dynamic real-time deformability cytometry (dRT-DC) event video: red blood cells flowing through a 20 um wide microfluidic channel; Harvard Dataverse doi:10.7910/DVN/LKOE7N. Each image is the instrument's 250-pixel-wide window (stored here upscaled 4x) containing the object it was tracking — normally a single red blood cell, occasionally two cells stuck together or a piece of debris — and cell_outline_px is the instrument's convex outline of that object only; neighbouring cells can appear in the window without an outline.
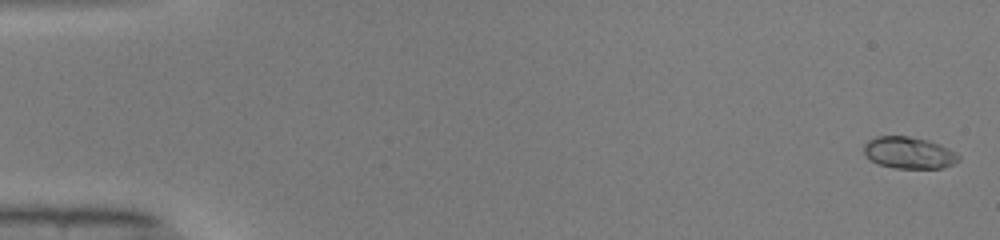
{"species": "common noctule bat (a hibernating species)", "species_latin": "Nyctalus noctula", "temperature_condition": "warm", "stored_images_in_passage": 51, "camera_frame_rate_fps": 3000, "um_per_image_px": 0.085, "animal": {"sex": "male", "body_mass_g": 19.0, "forearm_length_mm": 50.8}, "frame": {"image": 1, "passage_image": 2, "time_ms": 0.333, "image_size_px": [1000, 240], "cell_outline_px": [[960, 160], [944, 168], [892, 168], [880, 164], [872, 160], [864, 152], [864, 144], [868, 140], [876, 136], [908, 136], [928, 140], [940, 144], [956, 152], [960, 156]], "centroid_in_image_um": [77.29, 12.98], "position_along_channel_um": 7.7, "area_um2": 17.51}}
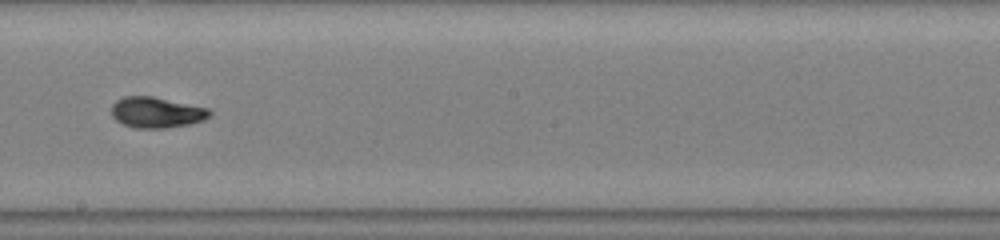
{"frame": {"image": 2, "passage_image": 30, "time_ms": 9.667, "image_size_px": [1000, 240], "cell_outline_px": [[212, 116], [204, 120], [188, 124], [164, 128], [136, 128], [124, 124], [116, 120], [112, 116], [112, 104], [116, 100], [124, 96], [152, 96], [208, 108], [212, 112]], "centroid_in_image_um": [13.31, 9.55], "position_along_channel_um": 234.9, "area_um2": 17.57}}
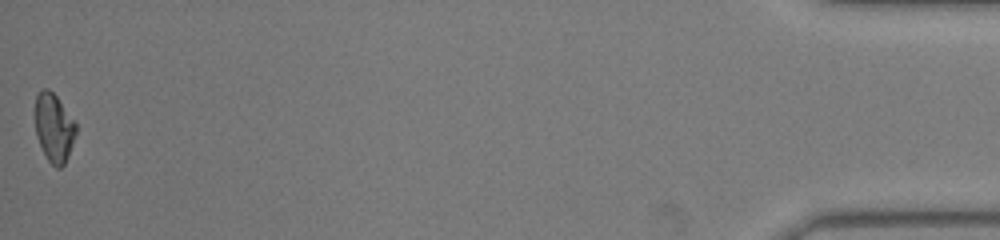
{"frame": {"image": 3, "passage_image": 51, "time_ms": 16.667, "image_size_px": [1000, 240], "cell_outline_px": [[76, 132], [68, 156], [64, 164], [60, 168], [56, 168], [48, 160], [36, 136], [36, 96], [44, 88], [48, 88], [56, 96], [76, 124]], "centroid_in_image_um": [4.59, 10.87], "position_along_channel_um": 430.6, "area_um2": 15.84}, "authors_computed_cell_mechanics": {"area_um2": 17.1666, "velocity_mm_per_s": 4.0927, "shape_relaxation_time_tau1_ms": 3.2552, "shape_relaxation_time_tau2_ms": null, "deformation_change_tau1": 0.1692, "deformation_change_tau2": null}}